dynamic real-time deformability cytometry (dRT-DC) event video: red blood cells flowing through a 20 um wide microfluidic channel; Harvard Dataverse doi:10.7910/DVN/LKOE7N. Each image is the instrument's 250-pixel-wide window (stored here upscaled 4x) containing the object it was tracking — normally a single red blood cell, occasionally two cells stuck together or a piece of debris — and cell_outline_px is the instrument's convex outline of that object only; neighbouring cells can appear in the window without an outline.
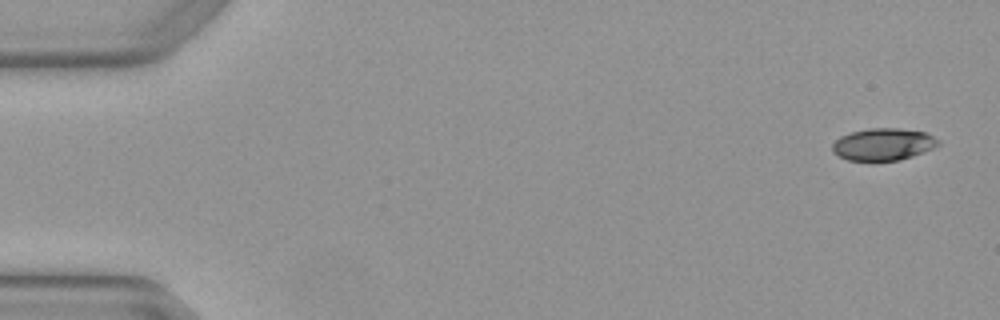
{"species": "Egyptian fruit bat (a non-hibernating species)", "species_latin": "Rousettus aegyptiacus", "temperature_condition": "warm", "stored_images_in_passage": 4, "camera_frame_rate_fps": 3000, "um_per_image_px": 0.085, "animal": {"sex": "female"}, "frame": {"image": 1, "passage_image": 1, "time_ms": 0.0, "image_size_px": [1000, 320], "cell_outline_px": [[940, 144], [924, 152], [900, 160], [872, 164], [848, 160], [832, 152], [832, 144], [840, 136], [852, 132], [872, 128], [900, 128], [924, 132], [940, 140]], "centroid_in_image_um": [75.05, 12.31], "position_along_channel_um": 10.0, "area_um2": 20.4}}
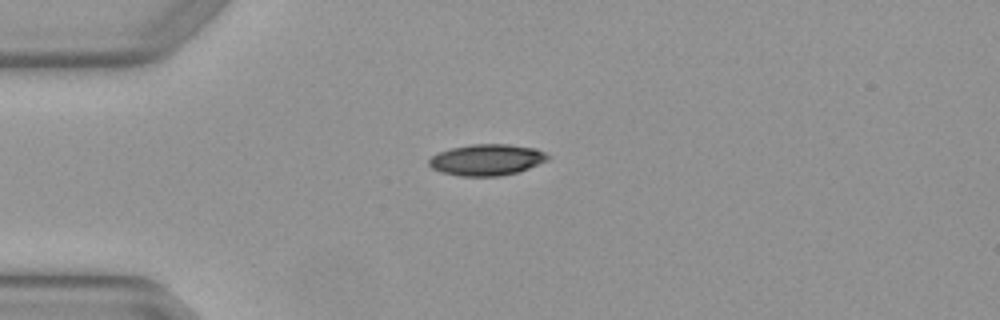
{"frame": {"image": 2, "passage_image": 4, "time_ms": 1.0, "image_size_px": [1000, 320], "cell_outline_px": [[552, 156], [548, 160], [528, 168], [516, 172], [500, 176], [460, 176], [440, 172], [432, 168], [428, 164], [428, 160], [432, 156], [440, 152], [452, 148], [472, 144], [508, 144], [536, 148]], "centroid_in_image_um": [41.38, 13.58], "position_along_channel_um": 43.6, "area_um2": 21.62}}